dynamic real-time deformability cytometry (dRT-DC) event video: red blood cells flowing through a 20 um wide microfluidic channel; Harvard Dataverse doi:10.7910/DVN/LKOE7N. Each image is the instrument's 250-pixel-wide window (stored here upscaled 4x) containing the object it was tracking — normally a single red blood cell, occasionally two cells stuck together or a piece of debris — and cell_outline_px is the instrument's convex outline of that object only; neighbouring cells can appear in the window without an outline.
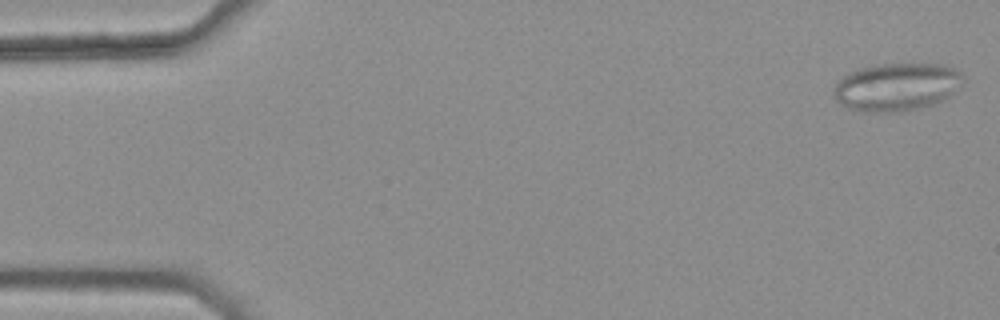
{"species": "common noctule bat (a hibernating species)", "species_latin": "Nyctalus noctula", "temperature_condition": "warm", "stored_images_in_passage": 47, "camera_frame_rate_fps": 3000, "um_per_image_px": 0.085, "animal": {"sex": "female", "body_mass_g": 25.1}, "frame": {"image": 1, "passage_image": 1, "time_ms": 0.0, "image_size_px": [1000, 320], "cell_outline_px": [[964, 76], [952, 92], [948, 96], [936, 104], [896, 112], [860, 112], [848, 108], [840, 104], [832, 96], [832, 88], [836, 80], [848, 72], [860, 68], [880, 64], [948, 64], [960, 72]], "centroid_in_image_um": [76.12, 7.38], "position_along_channel_um": 8.9, "area_um2": 36.36}}
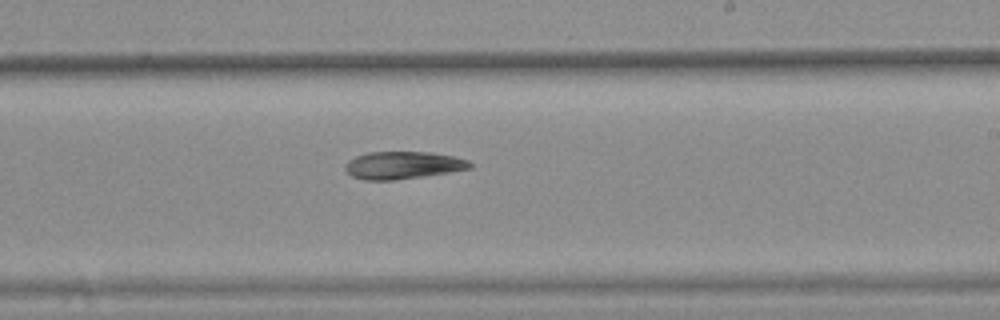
{"frame": {"image": 2, "passage_image": 31, "time_ms": 10.0, "image_size_px": [1000, 320], "cell_outline_px": [[472, 168], [448, 172], [396, 180], [364, 180], [352, 176], [344, 168], [344, 164], [348, 160], [356, 156], [368, 152], [428, 152], [452, 156], [468, 160], [472, 164]], "centroid_in_image_um": [34.21, 14.04], "position_along_channel_um": 254.8, "area_um2": 19.88}}
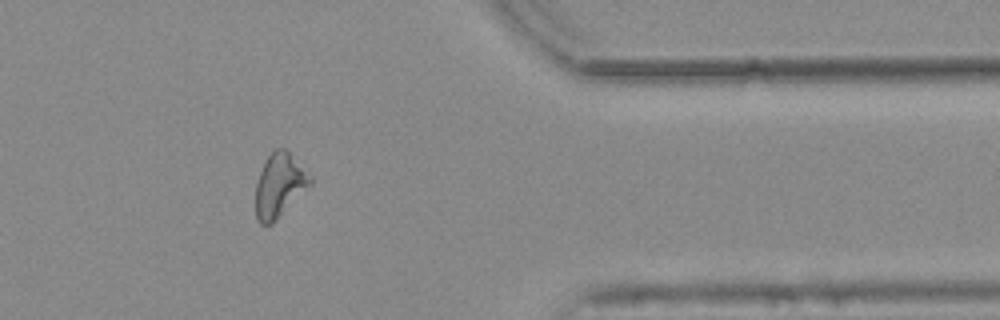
{"frame": {"image": 3, "passage_image": 43, "time_ms": 14.0, "image_size_px": [1000, 320], "cell_outline_px": [[312, 184], [272, 224], [260, 224], [256, 220], [256, 180], [268, 156], [276, 148], [284, 148], [312, 176]], "centroid_in_image_um": [23.75, 15.77], "position_along_channel_um": 387.7, "area_um2": 20.11}}